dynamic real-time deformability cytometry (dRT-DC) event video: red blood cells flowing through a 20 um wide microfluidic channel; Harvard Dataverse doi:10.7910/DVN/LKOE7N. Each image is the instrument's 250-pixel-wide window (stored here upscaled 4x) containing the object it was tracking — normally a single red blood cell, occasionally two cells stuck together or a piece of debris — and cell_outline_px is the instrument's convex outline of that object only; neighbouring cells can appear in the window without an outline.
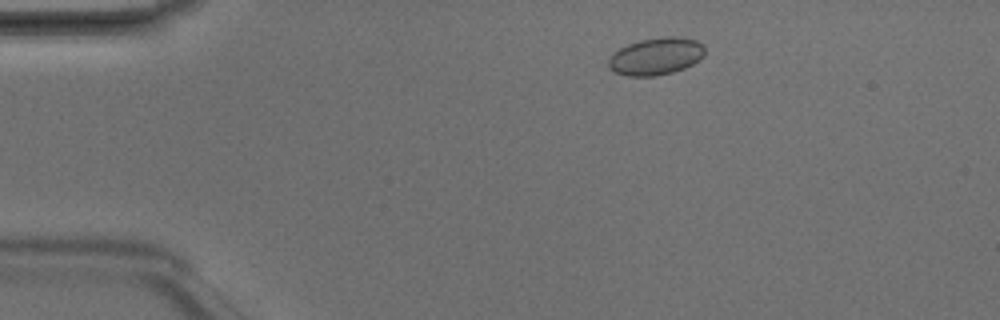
{"species": "Egyptian fruit bat (a non-hibernating species)", "species_latin": "Rousettus aegyptiacus", "temperature_condition": "room temperature", "stored_images_in_passage": 3, "camera_frame_rate_fps": 3000, "um_per_image_px": 0.085, "animal": {"sex": "male"}, "frame": {"image": 1, "passage_image": 2, "time_ms": 0.333, "image_size_px": [1000, 320], "cell_outline_px": [[704, 56], [692, 64], [684, 68], [672, 72], [652, 76], [628, 76], [616, 72], [608, 68], [608, 60], [620, 48], [628, 44], [640, 40], [660, 36], [676, 36], [696, 40], [704, 44]], "centroid_in_image_um": [55.78, 4.77], "position_along_channel_um": 29.2, "area_um2": 20.87}}